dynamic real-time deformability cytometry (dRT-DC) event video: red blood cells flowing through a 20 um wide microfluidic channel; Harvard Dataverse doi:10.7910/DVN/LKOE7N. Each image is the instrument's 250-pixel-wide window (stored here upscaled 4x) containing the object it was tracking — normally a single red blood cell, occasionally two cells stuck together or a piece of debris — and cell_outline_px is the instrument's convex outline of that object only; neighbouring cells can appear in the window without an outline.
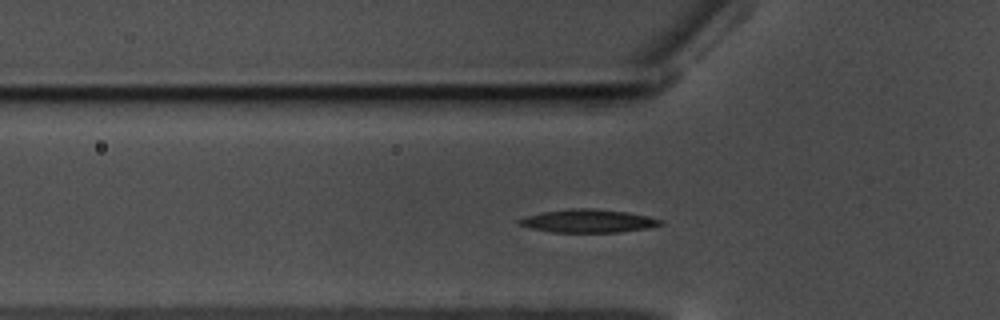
{"species": "common noctule bat (a hibernating species)", "species_latin": "Nyctalus noctula", "temperature_condition": "warm", "stored_images_in_passage": 23, "camera_frame_rate_fps": 3000, "um_per_image_px": 0.085, "animal": {"sex": "male", "body_mass_g": 17.5, "forearm_length_mm": 52.3}, "frame": {"image": 1, "passage_image": 6, "time_ms": 1.667, "image_size_px": [1000, 320], "cell_outline_px": [[664, 224], [648, 228], [620, 232], [552, 232], [532, 228], [516, 224], [516, 220], [524, 216], [544, 212], [568, 208], [592, 208], [628, 212], [648, 216], [664, 220]], "centroid_in_image_um": [50.0, 18.77], "position_along_channel_um": 75.8, "area_um2": 19.25}}
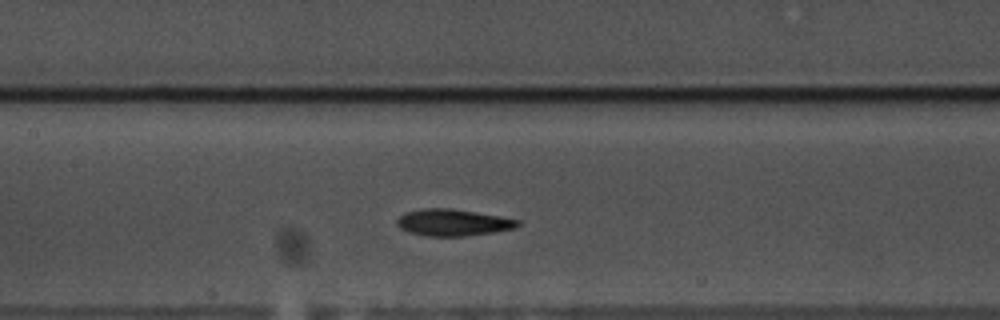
{"frame": {"image": 2, "passage_image": 14, "time_ms": 4.333, "image_size_px": [1000, 320], "cell_outline_px": [[520, 224], [516, 228], [496, 232], [464, 236], [424, 236], [408, 232], [400, 228], [396, 224], [396, 220], [400, 216], [408, 212], [424, 208], [448, 208], [476, 212], [500, 216], [520, 220]], "centroid_in_image_um": [38.52, 18.92], "position_along_channel_um": 168.9, "area_um2": 18.84}}
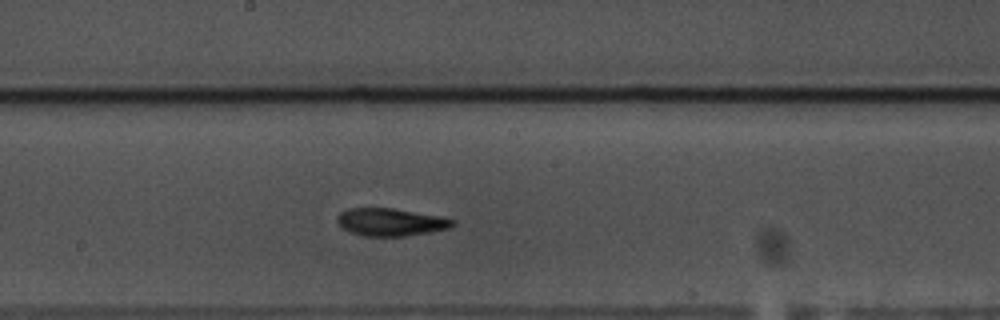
{"frame": {"image": 3, "passage_image": 18, "time_ms": 5.667, "image_size_px": [1000, 320], "cell_outline_px": [[456, 224], [448, 228], [428, 232], [404, 236], [360, 236], [344, 228], [336, 220], [336, 216], [340, 212], [348, 208], [396, 208], [444, 216], [456, 220]], "centroid_in_image_um": [33.24, 18.86], "position_along_channel_um": 215.0, "area_um2": 18.79}}